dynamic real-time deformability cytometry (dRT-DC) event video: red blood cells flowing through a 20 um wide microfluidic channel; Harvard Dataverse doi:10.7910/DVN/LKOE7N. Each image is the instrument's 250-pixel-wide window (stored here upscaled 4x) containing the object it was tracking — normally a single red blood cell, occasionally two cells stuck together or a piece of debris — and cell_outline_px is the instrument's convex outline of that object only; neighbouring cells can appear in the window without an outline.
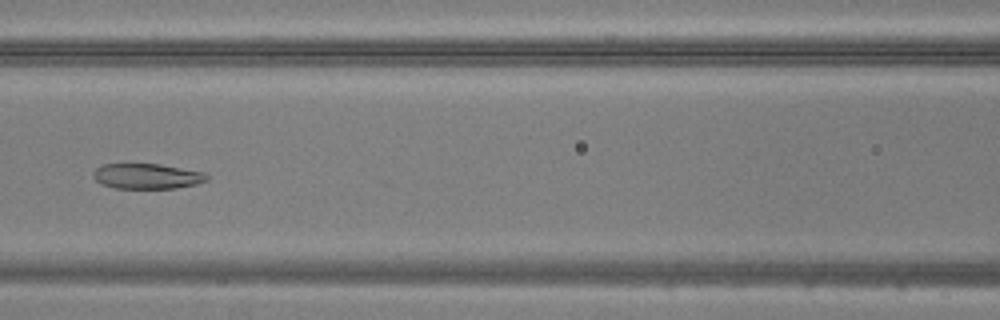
{"species": "common noctule bat (a hibernating species)", "species_latin": "Nyctalus noctula", "temperature_condition": "warm", "stored_images_in_passage": 43, "camera_frame_rate_fps": 3000, "um_per_image_px": 0.085, "animal": {"sex": "male", "body_mass_g": 20.5, "forearm_length_mm": 52.5}, "frame": {"image": 1, "passage_image": 15, "time_ms": 4.667, "image_size_px": [1000, 320], "cell_outline_px": [[208, 180], [196, 184], [176, 188], [116, 188], [100, 184], [92, 176], [92, 172], [96, 168], [104, 164], [160, 164], [204, 172], [208, 176]], "centroid_in_image_um": [12.48, 14.97], "position_along_channel_um": 154.1, "area_um2": 16.76}}
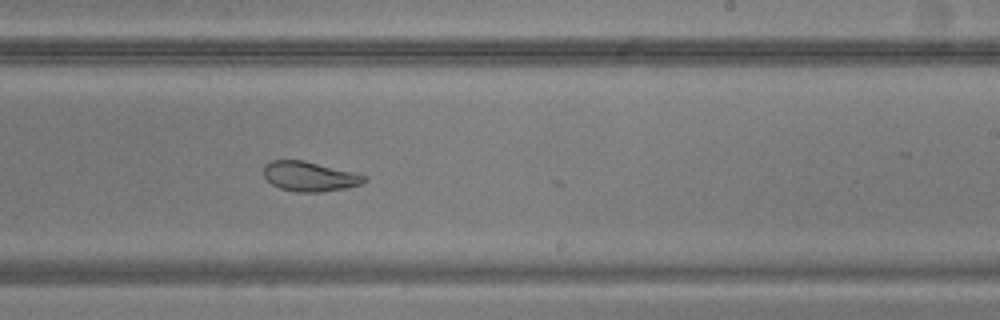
{"frame": {"image": 2, "passage_image": 23, "time_ms": 7.333, "image_size_px": [1000, 320], "cell_outline_px": [[368, 180], [360, 184], [344, 188], [320, 192], [296, 192], [280, 188], [272, 184], [264, 176], [264, 164], [272, 160], [304, 160], [368, 176]], "centroid_in_image_um": [26.3, 14.99], "position_along_channel_um": 262.7, "area_um2": 17.34}}
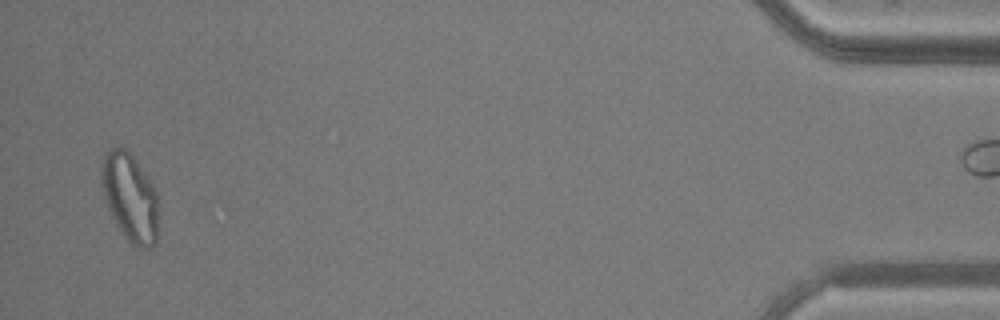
{"frame": {"image": 3, "passage_image": 41, "time_ms": 13.333, "image_size_px": [1000, 320], "cell_outline_px": [[156, 244], [152, 248], [136, 248], [124, 236], [116, 224], [108, 208], [100, 184], [100, 160], [104, 152], [108, 148], [124, 148], [132, 156], [144, 172], [152, 184], [156, 192]], "centroid_in_image_um": [10.99, 16.76], "position_along_channel_um": 424.2, "area_um2": 29.19}}